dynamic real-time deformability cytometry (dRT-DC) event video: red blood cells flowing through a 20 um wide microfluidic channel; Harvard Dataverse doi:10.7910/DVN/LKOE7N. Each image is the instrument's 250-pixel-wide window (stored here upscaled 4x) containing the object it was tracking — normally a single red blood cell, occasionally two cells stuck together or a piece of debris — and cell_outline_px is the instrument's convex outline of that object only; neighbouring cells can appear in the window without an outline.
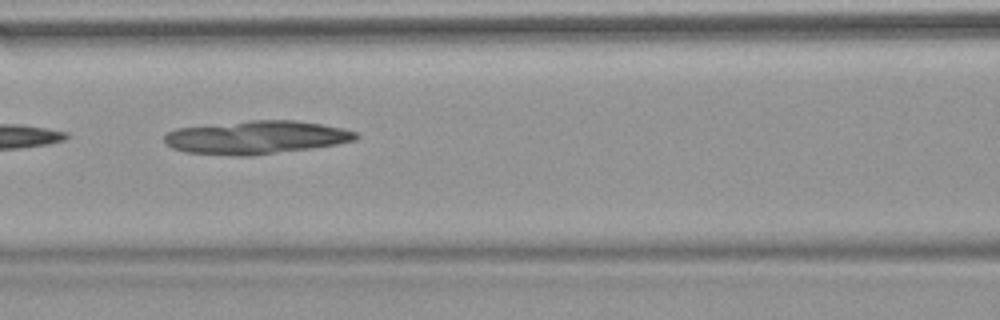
{"species": "common noctule bat (a hibernating species)", "species_latin": "Nyctalus noctula", "temperature_condition": "warm", "stored_images_in_passage": 18, "camera_frame_rate_fps": 3000, "um_per_image_px": 0.085, "animal": {"sex": "female", "body_mass_g": 18.4}, "frame": {"image": 1, "passage_image": 8, "time_ms": 2.333, "image_size_px": [1000, 320], "cell_outline_px": [[360, 136], [356, 140], [336, 144], [308, 148], [248, 156], [236, 156], [184, 152], [172, 148], [164, 140], [164, 136], [168, 132], [176, 128], [252, 120], [296, 120], [320, 124], [340, 128], [356, 132]], "centroid_in_image_um": [21.75, 11.67], "position_along_channel_um": 144.9, "area_um2": 36.76}}